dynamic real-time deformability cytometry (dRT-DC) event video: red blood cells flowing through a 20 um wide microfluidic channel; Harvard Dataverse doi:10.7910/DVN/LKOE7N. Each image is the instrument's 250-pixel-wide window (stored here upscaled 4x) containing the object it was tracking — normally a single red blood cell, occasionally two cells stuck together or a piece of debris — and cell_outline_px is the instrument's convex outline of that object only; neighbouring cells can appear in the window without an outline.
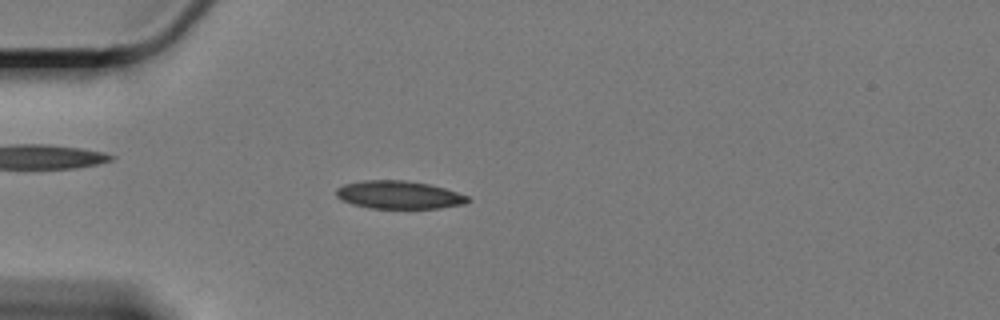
{"species": "Egyptian fruit bat (a non-hibernating species)", "species_latin": "Rousettus aegyptiacus", "temperature_condition": "cold", "stored_images_in_passage": 60, "camera_frame_rate_fps": 3000, "um_per_image_px": 0.085, "animal": {"sex": "female"}, "frame": {"image": 1, "passage_image": 17, "time_ms": 5.333, "image_size_px": [1000, 320], "cell_outline_px": [[472, 200], [464, 204], [436, 208], [372, 208], [352, 204], [340, 200], [336, 196], [336, 188], [344, 184], [364, 180], [404, 180], [428, 184], [444, 188], [468, 196]], "centroid_in_image_um": [33.88, 16.56], "position_along_channel_um": 51.1, "area_um2": 21.39}}
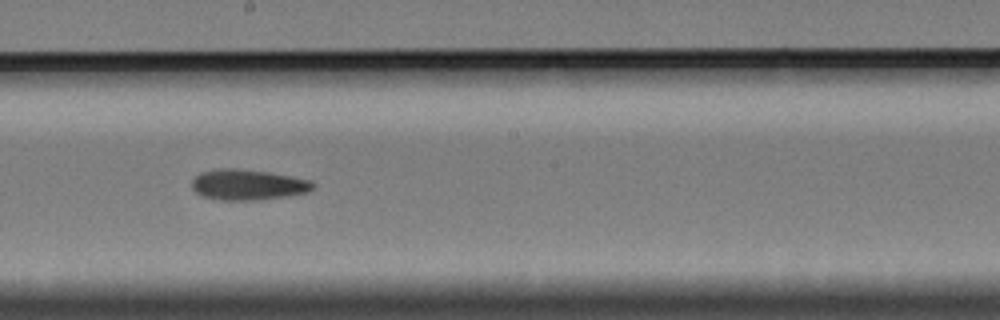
{"frame": {"image": 2, "passage_image": 34, "time_ms": 11.0, "image_size_px": [1000, 320], "cell_outline_px": [[316, 184], [308, 192], [284, 196], [252, 200], [220, 200], [204, 196], [196, 192], [192, 188], [192, 180], [200, 172], [220, 168], [236, 168], [268, 172], [312, 180]], "centroid_in_image_um": [21.06, 15.69], "position_along_channel_um": 227.1, "area_um2": 21.44}}
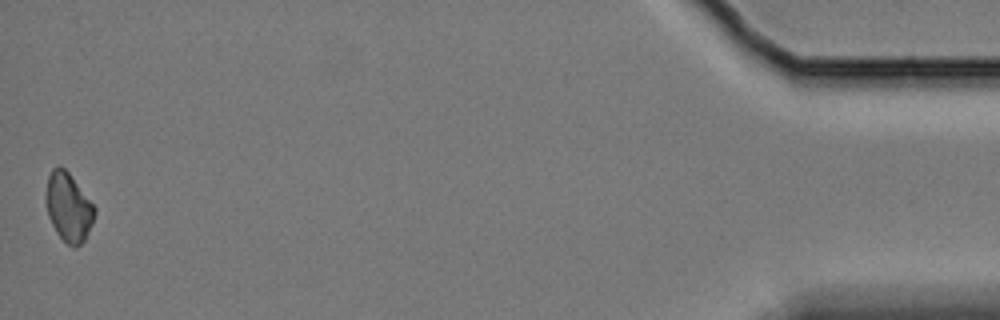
{"frame": {"image": 3, "passage_image": 60, "time_ms": 19.667, "image_size_px": [1000, 320], "cell_outline_px": [[96, 212], [92, 224], [84, 240], [76, 248], [72, 248], [56, 232], [48, 216], [44, 196], [48, 176], [52, 168], [64, 168], [68, 172], [96, 208]], "centroid_in_image_um": [5.81, 17.63], "position_along_channel_um": 429.4, "area_um2": 19.36}}